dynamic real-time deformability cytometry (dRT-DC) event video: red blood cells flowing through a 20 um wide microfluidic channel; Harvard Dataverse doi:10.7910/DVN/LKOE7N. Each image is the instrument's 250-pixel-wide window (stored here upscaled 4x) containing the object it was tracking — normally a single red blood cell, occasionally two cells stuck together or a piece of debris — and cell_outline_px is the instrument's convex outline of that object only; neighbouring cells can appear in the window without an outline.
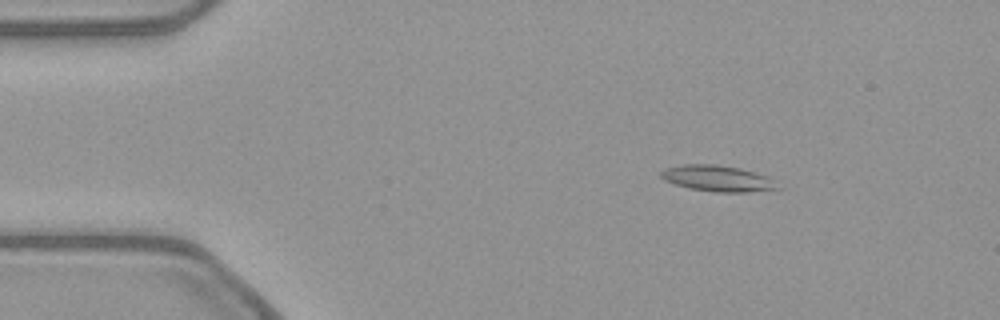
{"species": "common noctule bat (a hibernating species)", "species_latin": "Nyctalus noctula", "temperature_condition": "warm", "stored_images_in_passage": 54, "camera_frame_rate_fps": 3000, "um_per_image_px": 0.085, "animal": {"sex": "female", "body_mass_g": 21.9}, "frame": {"image": 1, "passage_image": 9, "time_ms": 2.667, "image_size_px": [1000, 320], "cell_outline_px": [[764, 188], [696, 188], [680, 184], [668, 180], [664, 176], [672, 168], [732, 168], [748, 172], [756, 176]], "centroid_in_image_um": [60.65, 15.14], "position_along_channel_um": 24.3, "area_um2": 11.79}}
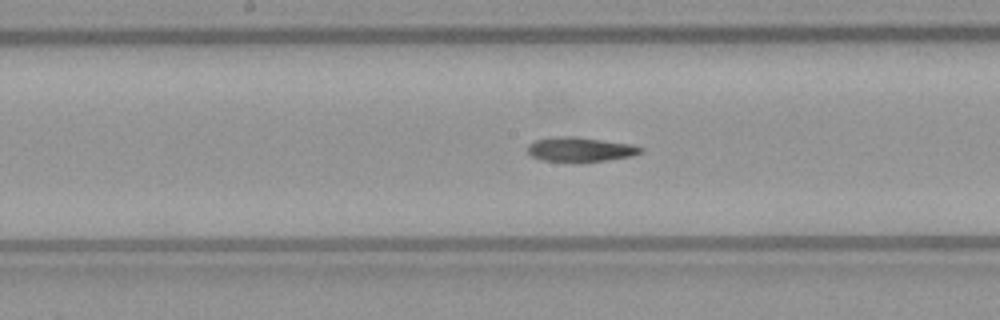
{"frame": {"image": 2, "passage_image": 28, "time_ms": 9.0, "image_size_px": [1000, 320], "cell_outline_px": [[640, 152], [624, 156], [600, 160], [552, 160], [536, 156], [528, 148], [532, 144], [540, 140], [592, 140], [624, 144], [640, 148]], "centroid_in_image_um": [49.36, 12.74], "position_along_channel_um": 198.8, "area_um2": 13.01}}
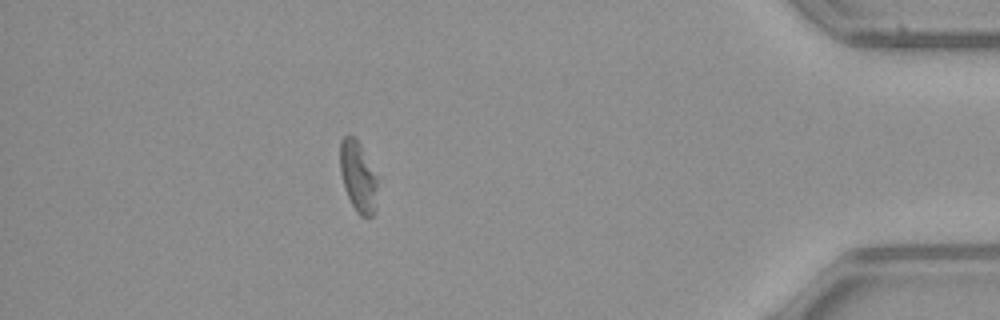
{"frame": {"image": 3, "passage_image": 48, "time_ms": 15.667, "image_size_px": [1000, 320], "cell_outline_px": [[372, 212], [368, 216], [364, 216], [352, 204], [348, 196], [344, 184], [340, 168], [340, 144], [344, 136], [352, 136], [356, 140], [372, 176]], "centroid_in_image_um": [30.27, 14.93], "position_along_channel_um": 404.9, "area_um2": 12.83}}